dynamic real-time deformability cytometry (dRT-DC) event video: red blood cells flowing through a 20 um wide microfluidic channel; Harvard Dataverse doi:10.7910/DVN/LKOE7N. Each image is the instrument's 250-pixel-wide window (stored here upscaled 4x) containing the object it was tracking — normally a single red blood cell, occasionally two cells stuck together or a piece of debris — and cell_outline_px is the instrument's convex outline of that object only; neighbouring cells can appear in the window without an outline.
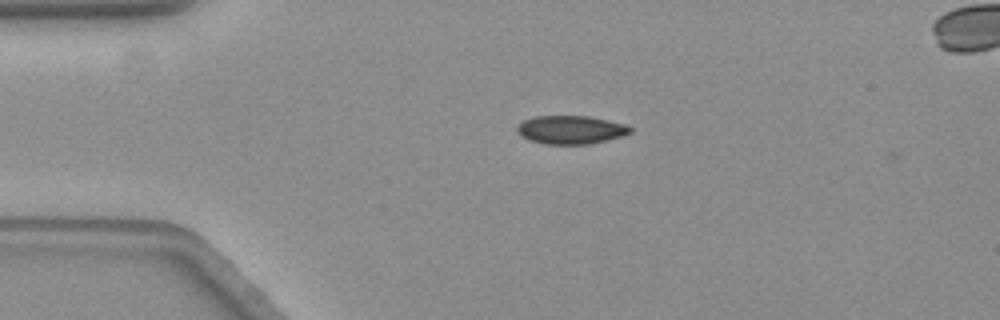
{"species": "common noctule bat (a hibernating species)", "species_latin": "Nyctalus noctula", "temperature_condition": "warm", "stored_images_in_passage": 3, "camera_frame_rate_fps": 3000, "um_per_image_px": 0.085, "animal": {"sex": "female", "body_mass_g": 19.3, "forearm_length_mm": 54.1}, "frame": {"image": 1, "passage_image": 1, "time_ms": 0.0, "image_size_px": [1000, 320], "cell_outline_px": [[632, 132], [624, 136], [588, 144], [544, 144], [528, 140], [516, 128], [524, 120], [536, 116], [588, 116], [608, 120], [624, 124], [632, 128]], "centroid_in_image_um": [48.56, 11.03], "position_along_channel_um": 36.4, "area_um2": 18.55}}